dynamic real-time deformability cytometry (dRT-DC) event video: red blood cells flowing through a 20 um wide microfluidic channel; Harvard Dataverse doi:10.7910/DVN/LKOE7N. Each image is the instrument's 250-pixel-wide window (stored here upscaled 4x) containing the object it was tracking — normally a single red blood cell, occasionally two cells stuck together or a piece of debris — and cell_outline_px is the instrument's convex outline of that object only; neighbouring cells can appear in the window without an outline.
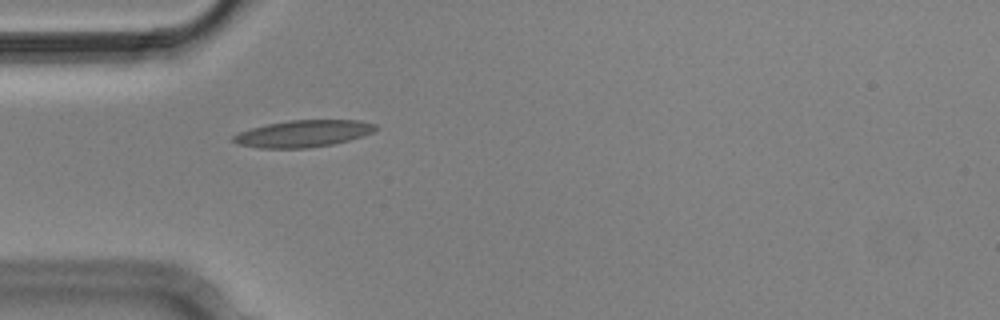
{"species": "Egyptian fruit bat (a non-hibernating species)", "species_latin": "Rousettus aegyptiacus", "temperature_condition": "cold", "stored_images_in_passage": 1, "camera_frame_rate_fps": 3000, "um_per_image_px": 0.085, "animal": {"sex": "male"}, "frame": {"image": 1, "passage_image": 1, "time_ms": 0.0, "image_size_px": [1000, 320], "cell_outline_px": [[376, 128], [372, 132], [364, 136], [332, 144], [308, 148], [260, 148], [236, 144], [232, 140], [232, 136], [240, 132], [252, 128], [268, 124], [288, 120], [360, 120], [376, 124]], "centroid_in_image_um": [25.77, 11.35], "position_along_channel_um": 59.2, "area_um2": 22.2}}